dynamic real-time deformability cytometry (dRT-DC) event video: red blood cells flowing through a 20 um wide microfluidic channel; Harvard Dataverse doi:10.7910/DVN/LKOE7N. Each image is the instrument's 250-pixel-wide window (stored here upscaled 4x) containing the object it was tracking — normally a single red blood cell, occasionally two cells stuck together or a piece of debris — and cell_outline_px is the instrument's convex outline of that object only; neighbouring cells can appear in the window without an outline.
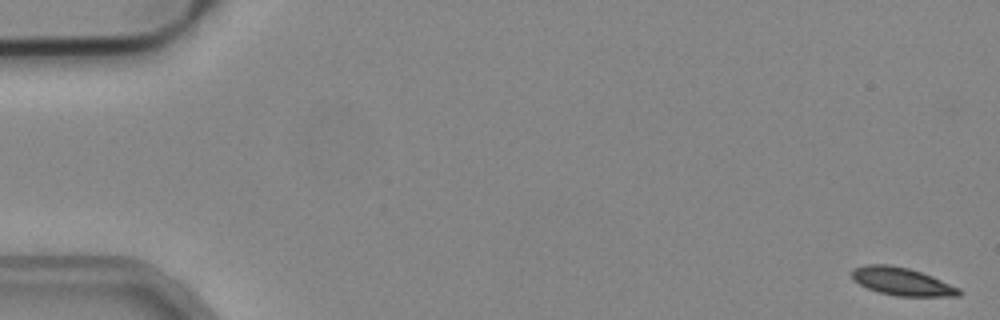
{"species": "common noctule bat (a hibernating species)", "species_latin": "Nyctalus noctula", "temperature_condition": "cold", "stored_images_in_passage": 53, "camera_frame_rate_fps": 3000, "um_per_image_px": 0.085, "animal": {"sex": "male", "body_mass_g": 19.2, "forearm_length_mm": 51.8}, "frame": {"image": 1, "passage_image": 1, "time_ms": 0.0, "image_size_px": [1000, 320], "cell_outline_px": [[964, 292], [960, 296], [896, 296], [880, 292], [868, 288], [852, 280], [852, 268], [864, 264], [888, 264], [908, 268], [932, 276], [960, 288]], "centroid_in_image_um": [76.67, 23.92], "position_along_channel_um": 8.3, "area_um2": 17.46}}
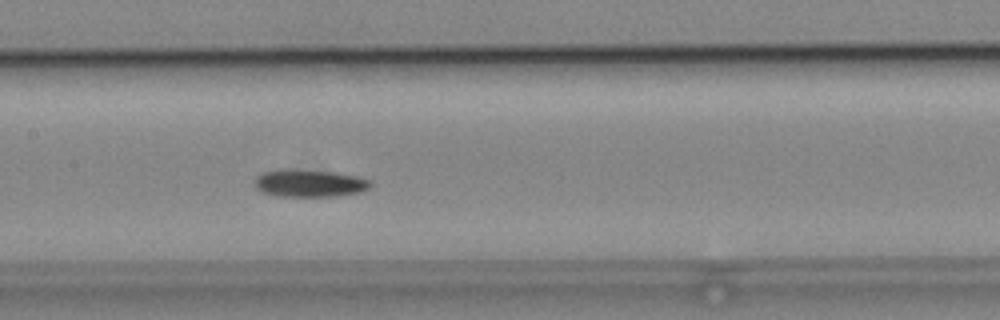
{"frame": {"image": 2, "passage_image": 26, "time_ms": 8.333, "image_size_px": [1000, 320], "cell_outline_px": [[372, 184], [368, 188], [360, 192], [336, 196], [276, 196], [260, 192], [256, 188], [252, 180], [260, 172], [280, 168], [288, 168], [336, 172], [356, 176], [372, 180]], "centroid_in_image_um": [26.23, 15.55], "position_along_channel_um": 181.2, "area_um2": 19.07}}
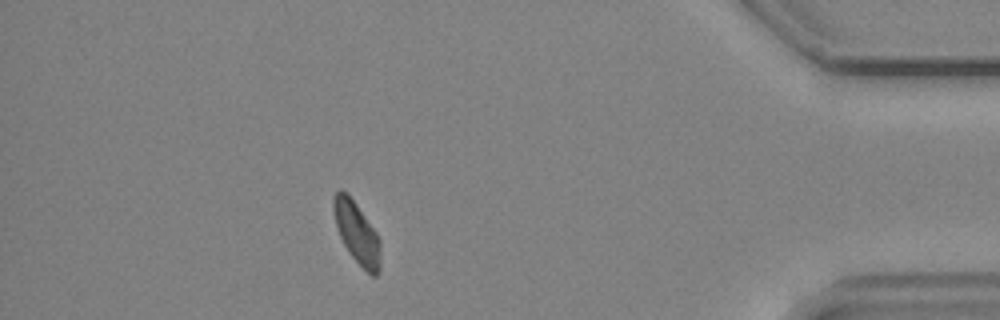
{"frame": {"image": 3, "passage_image": 47, "time_ms": 15.333, "image_size_px": [1000, 320], "cell_outline_px": [[380, 272], [376, 276], [372, 276], [348, 252], [336, 228], [332, 208], [332, 196], [340, 188], [356, 204], [376, 232], [380, 240]], "centroid_in_image_um": [30.31, 19.79], "position_along_channel_um": 404.9, "area_um2": 16.7}, "authors_computed_cell_mechanics": {"area_um2": 17.8602, "velocity_mm_per_s": 3.8867, "shape_relaxation_time_tau1_ms": 4.7458, "shape_relaxation_time_tau2_ms": null, "deformation_change_tau1": 0.1147, "deformation_change_tau2": null}}